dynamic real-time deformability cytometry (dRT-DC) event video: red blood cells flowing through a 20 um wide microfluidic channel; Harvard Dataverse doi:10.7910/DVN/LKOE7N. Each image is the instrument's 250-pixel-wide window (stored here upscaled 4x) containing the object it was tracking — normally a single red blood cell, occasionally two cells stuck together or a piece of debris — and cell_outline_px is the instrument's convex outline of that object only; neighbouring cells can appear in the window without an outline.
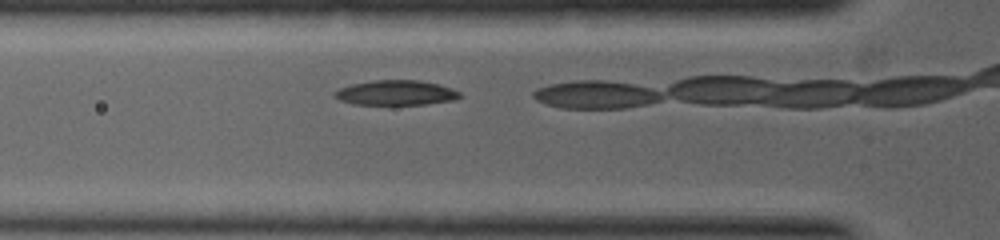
{"species": "common noctule bat (a hibernating species)", "species_latin": "Nyctalus noctula", "temperature_condition": "warm", "stored_images_in_passage": 9, "camera_frame_rate_fps": 5000, "um_per_image_px": 0.085, "animal": {"sex": "female", "body_mass_g": 19.0, "forearm_length_mm": 53.3}, "frame": {"image": 1, "passage_image": 3, "time_ms": 0.4, "image_size_px": [1000, 240], "cell_outline_px": [[464, 96], [456, 100], [428, 104], [352, 104], [340, 100], [332, 96], [332, 92], [340, 88], [352, 84], [372, 80], [416, 80], [436, 84], [452, 88], [460, 92]], "centroid_in_image_um": [33.66, 7.89], "position_along_channel_um": 92.1, "area_um2": 18.26}}